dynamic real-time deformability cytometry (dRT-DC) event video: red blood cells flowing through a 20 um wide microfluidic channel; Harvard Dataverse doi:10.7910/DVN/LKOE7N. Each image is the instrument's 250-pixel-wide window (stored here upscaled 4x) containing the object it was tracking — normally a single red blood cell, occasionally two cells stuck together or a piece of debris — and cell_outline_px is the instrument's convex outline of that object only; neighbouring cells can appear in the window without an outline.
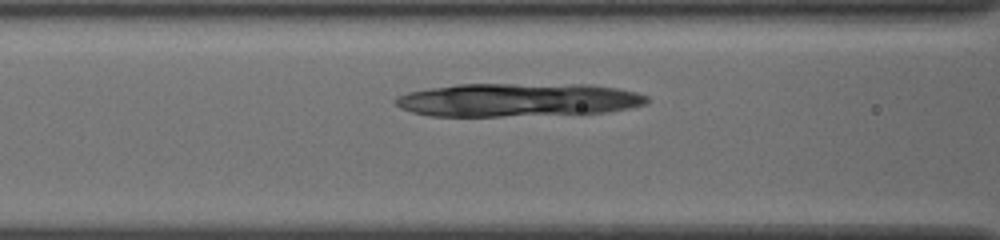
{"species": "common noctule bat (a hibernating species)", "species_latin": "Nyctalus noctula", "temperature_condition": "cold", "stored_images_in_passage": 11, "camera_frame_rate_fps": 3000, "um_per_image_px": 0.085, "animal": {"sex": "female", "body_mass_g": 19.5, "forearm_length_mm": 54.1}, "frame": {"image": 1, "passage_image": 7, "time_ms": 2.0, "image_size_px": [1000, 240], "cell_outline_px": [[560, 108], [476, 116], [460, 116], [428, 92], [448, 88], [544, 88], [560, 92]], "centroid_in_image_um": [42.25, 8.52], "position_along_channel_um": 124.3, "area_um2": 20.98}}